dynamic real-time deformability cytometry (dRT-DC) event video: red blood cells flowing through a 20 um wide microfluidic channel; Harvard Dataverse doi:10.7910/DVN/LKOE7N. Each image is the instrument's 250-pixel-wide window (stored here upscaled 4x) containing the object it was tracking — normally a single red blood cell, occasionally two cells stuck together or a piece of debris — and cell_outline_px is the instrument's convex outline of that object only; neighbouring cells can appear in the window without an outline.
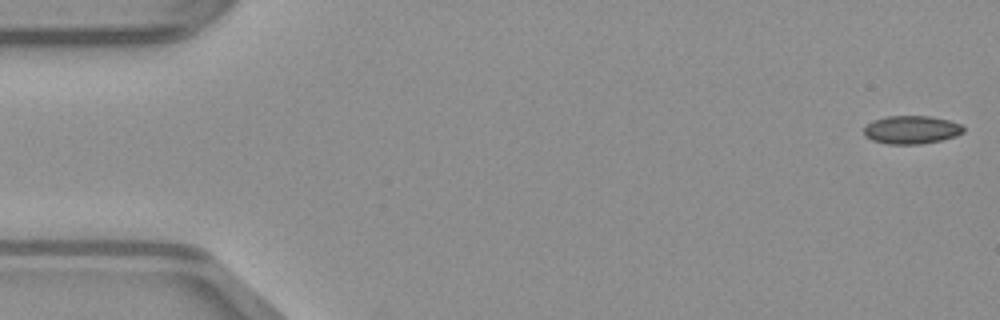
{"species": "common noctule bat (a hibernating species)", "species_latin": "Nyctalus noctula", "temperature_condition": "warm", "stored_images_in_passage": 49, "camera_frame_rate_fps": 3000, "um_per_image_px": 0.085, "animal": {"sex": "male", "body_mass_g": 23.1, "forearm_length_mm": 52.7}, "frame": {"image": 1, "passage_image": 1, "time_ms": 0.0, "image_size_px": [1000, 320], "cell_outline_px": [[964, 132], [956, 136], [940, 140], [920, 144], [888, 144], [872, 140], [864, 136], [864, 128], [872, 120], [888, 116], [928, 116], [948, 120], [960, 124], [964, 128]], "centroid_in_image_um": [77.46, 11.03], "position_along_channel_um": 7.5, "area_um2": 16.3}}
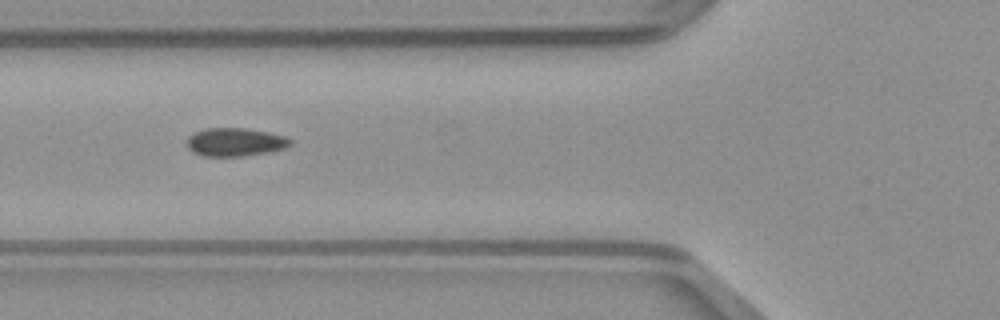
{"frame": {"image": 2, "passage_image": 18, "time_ms": 5.667, "image_size_px": [1000, 320], "cell_outline_px": [[292, 144], [284, 148], [272, 152], [244, 156], [204, 156], [192, 152], [184, 144], [184, 140], [192, 132], [204, 128], [248, 128], [268, 132], [284, 136], [292, 140]], "centroid_in_image_um": [19.93, 12.07], "position_along_channel_um": 105.9, "area_um2": 17.51}}
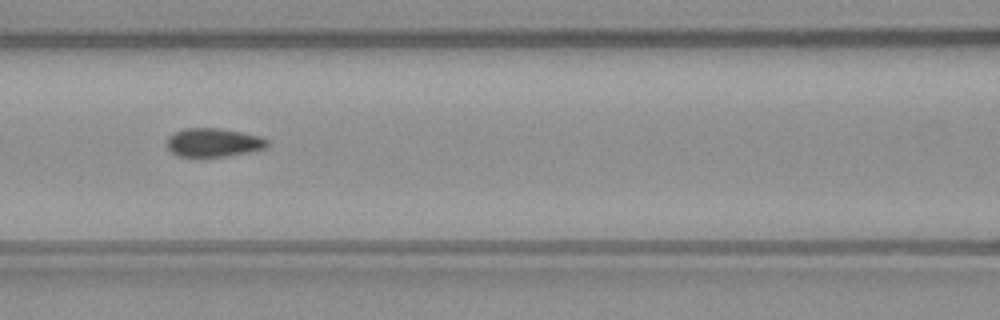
{"frame": {"image": 3, "passage_image": 21, "time_ms": 6.667, "image_size_px": [1000, 320], "cell_outline_px": [[268, 144], [264, 148], [248, 152], [224, 156], [176, 156], [168, 148], [168, 136], [184, 128], [220, 128], [260, 136], [268, 140]], "centroid_in_image_um": [18.13, 12.1], "position_along_channel_um": 148.5, "area_um2": 16.47}}